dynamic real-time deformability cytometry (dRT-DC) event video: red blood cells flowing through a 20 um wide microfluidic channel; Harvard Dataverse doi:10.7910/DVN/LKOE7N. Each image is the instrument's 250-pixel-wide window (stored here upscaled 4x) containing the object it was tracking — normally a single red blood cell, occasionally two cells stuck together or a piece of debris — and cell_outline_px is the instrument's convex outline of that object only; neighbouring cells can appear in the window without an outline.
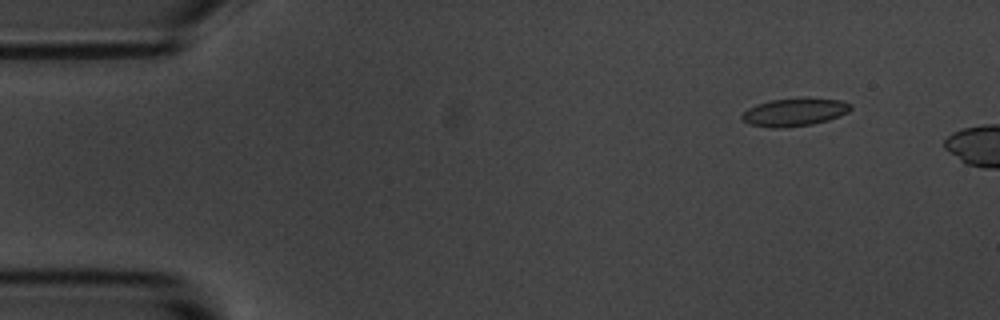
{"species": "common noctule bat (a hibernating species)", "species_latin": "Nyctalus noctula", "temperature_condition": "room temperature", "stored_images_in_passage": 2, "camera_frame_rate_fps": 3000, "um_per_image_px": 0.085, "animal": {"sex": "male", "body_mass_g": 20.1, "forearm_length_mm": 53.5}, "frame": {"image": 1, "passage_image": 1, "time_ms": 0.0, "image_size_px": [1000, 320], "cell_outline_px": [[852, 108], [848, 112], [828, 120], [812, 124], [784, 128], [772, 128], [748, 124], [740, 116], [748, 108], [756, 104], [768, 100], [800, 96], [804, 96], [840, 100], [852, 104]], "centroid_in_image_um": [67.53, 9.5], "position_along_channel_um": 17.5, "area_um2": 18.21}}